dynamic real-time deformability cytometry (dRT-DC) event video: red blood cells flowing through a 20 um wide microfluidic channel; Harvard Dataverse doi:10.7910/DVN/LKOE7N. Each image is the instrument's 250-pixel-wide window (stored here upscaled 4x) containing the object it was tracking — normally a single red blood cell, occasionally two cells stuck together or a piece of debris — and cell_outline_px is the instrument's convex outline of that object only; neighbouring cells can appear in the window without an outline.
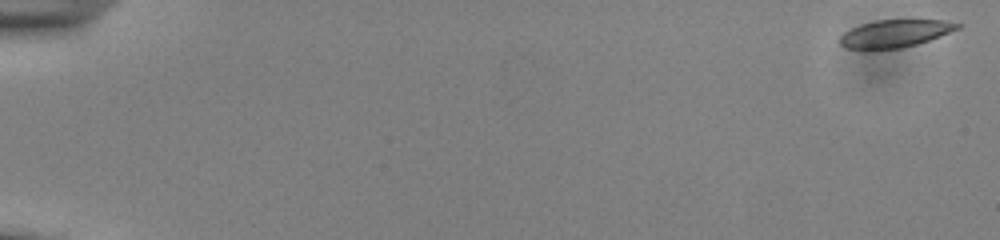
{"species": "common noctule bat (a hibernating species)", "species_latin": "Nyctalus noctula", "temperature_condition": "cold", "stored_images_in_passage": 14, "camera_frame_rate_fps": 3000, "um_per_image_px": 0.085, "animal": {"sex": "male", "body_mass_g": 13.0, "forearm_length_mm": 53.1}, "frame": {"image": 1, "passage_image": 1, "time_ms": 0.0, "image_size_px": [1000, 240], "cell_outline_px": [[964, 24], [960, 28], [940, 36], [916, 44], [900, 48], [844, 48], [840, 44], [840, 36], [844, 32], [860, 24], [876, 20], [944, 20]], "centroid_in_image_um": [76.1, 2.83], "position_along_channel_um": 8.9, "area_um2": 18.61}}